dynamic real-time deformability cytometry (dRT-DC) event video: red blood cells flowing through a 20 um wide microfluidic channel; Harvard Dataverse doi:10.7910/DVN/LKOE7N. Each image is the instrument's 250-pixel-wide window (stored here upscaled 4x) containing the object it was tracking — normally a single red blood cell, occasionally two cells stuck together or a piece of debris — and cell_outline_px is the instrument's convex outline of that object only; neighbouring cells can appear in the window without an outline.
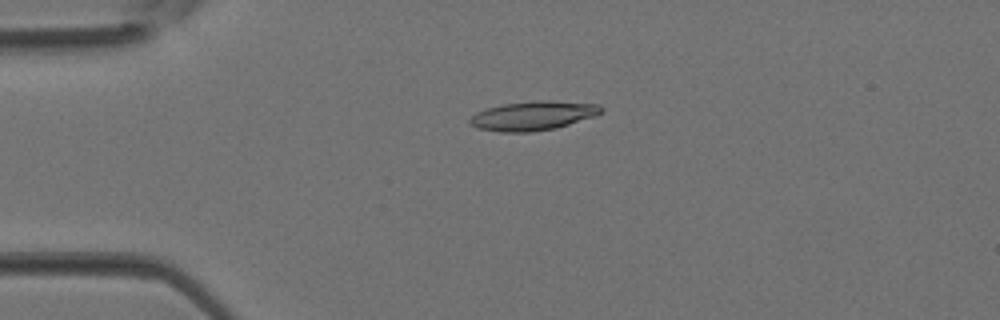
{"species": "Egyptian fruit bat (a non-hibernating species)", "species_latin": "Rousettus aegyptiacus", "temperature_condition": "room temperature", "stored_images_in_passage": 4, "camera_frame_rate_fps": 3000, "um_per_image_px": 0.085, "animal": {"sex": "female"}, "frame": {"image": 1, "passage_image": 3, "time_ms": 0.667, "image_size_px": [1000, 320], "cell_outline_px": [[604, 112], [556, 128], [532, 132], [500, 132], [480, 128], [472, 124], [468, 120], [476, 112], [488, 108], [504, 104], [540, 100], [552, 100], [600, 104], [604, 108]], "centroid_in_image_um": [45.35, 9.82], "position_along_channel_um": 39.6, "area_um2": 22.14}}